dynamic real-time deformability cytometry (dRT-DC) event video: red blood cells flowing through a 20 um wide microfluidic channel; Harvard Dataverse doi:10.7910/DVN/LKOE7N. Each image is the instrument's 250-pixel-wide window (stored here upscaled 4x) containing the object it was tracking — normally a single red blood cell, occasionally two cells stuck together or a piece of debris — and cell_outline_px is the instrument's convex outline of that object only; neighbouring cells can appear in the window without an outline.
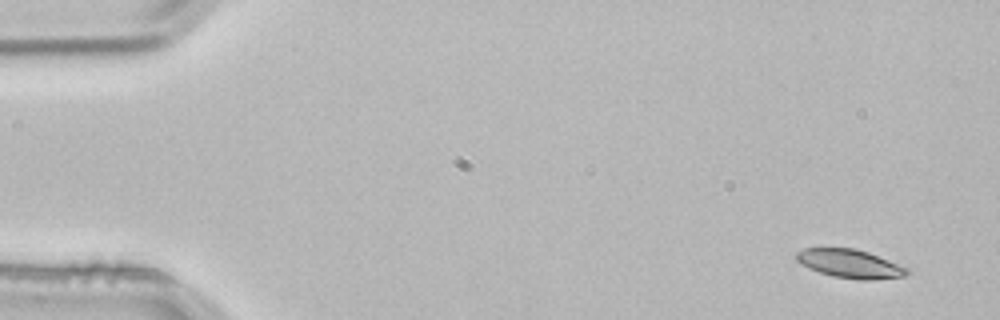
{"species": "common noctule bat (a hibernating species)", "species_latin": "Nyctalus noctula", "temperature_condition": "room temperature", "stored_images_in_passage": 3, "camera_frame_rate_fps": 3000, "um_per_image_px": 0.085, "animal": {"sex": "male", "body_mass_g": 21.5, "forearm_length_mm": 52.0}, "frame": {"image": 1, "passage_image": 1, "time_ms": 0.0, "image_size_px": [1000, 320], "cell_outline_px": [[912, 272], [908, 276], [872, 280], [856, 280], [832, 276], [808, 268], [800, 264], [796, 260], [796, 252], [804, 248], [852, 248], [868, 252], [908, 268]], "centroid_in_image_um": [72.26, 22.43], "position_along_channel_um": 12.7, "area_um2": 18.61}}
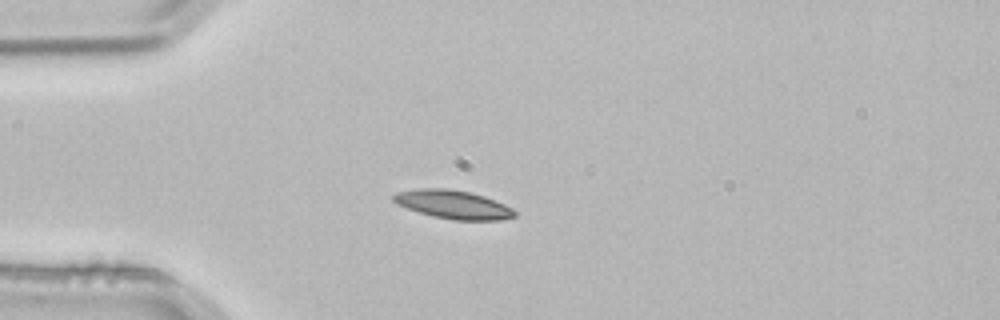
{"frame": {"image": 2, "passage_image": 3, "time_ms": 0.667, "image_size_px": [1000, 320], "cell_outline_px": [[516, 216], [500, 220], [452, 220], [432, 216], [396, 204], [392, 200], [392, 196], [396, 192], [420, 188], [448, 188], [472, 192], [484, 196], [504, 204], [512, 208], [516, 212]], "centroid_in_image_um": [38.51, 17.37], "position_along_channel_um": 46.5, "area_um2": 20.23}}